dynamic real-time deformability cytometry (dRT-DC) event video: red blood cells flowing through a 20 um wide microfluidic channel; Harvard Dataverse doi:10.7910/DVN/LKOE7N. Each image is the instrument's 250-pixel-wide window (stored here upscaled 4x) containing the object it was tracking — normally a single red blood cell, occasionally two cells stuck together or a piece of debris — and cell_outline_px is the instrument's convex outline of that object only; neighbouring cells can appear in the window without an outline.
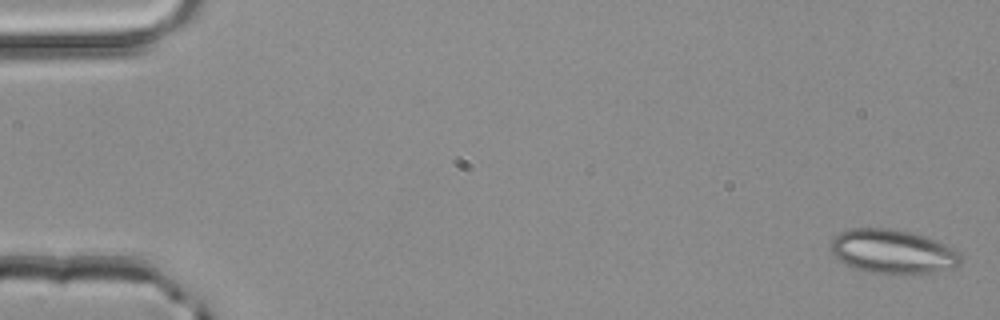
{"species": "common noctule bat (a hibernating species)", "species_latin": "Nyctalus noctula", "temperature_condition": "room temperature", "stored_images_in_passage": 3, "camera_frame_rate_fps": 3000, "um_per_image_px": 0.085, "animal": {"sex": "male", "body_mass_g": 20.4}, "frame": {"image": 1, "passage_image": 1, "time_ms": 0.0, "image_size_px": [1000, 320], "cell_outline_px": [[960, 264], [952, 268], [912, 276], [900, 276], [868, 272], [856, 268], [840, 260], [828, 248], [828, 244], [832, 236], [840, 232], [852, 228], [892, 228], [924, 236], [936, 240], [956, 248], [960, 252]], "centroid_in_image_um": [75.88, 21.4], "position_along_channel_um": 9.1, "area_um2": 34.16}}